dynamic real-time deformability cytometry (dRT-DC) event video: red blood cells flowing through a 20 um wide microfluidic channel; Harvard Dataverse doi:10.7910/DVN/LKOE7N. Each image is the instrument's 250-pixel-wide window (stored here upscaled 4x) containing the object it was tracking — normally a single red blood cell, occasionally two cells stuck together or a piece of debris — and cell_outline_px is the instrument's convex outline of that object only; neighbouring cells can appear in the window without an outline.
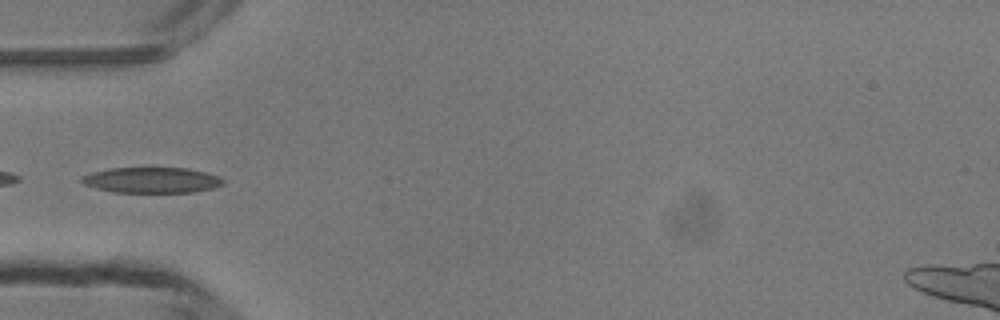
{"species": "common noctule bat (a hibernating species)", "species_latin": "Nyctalus noctula", "temperature_condition": "room temperature", "stored_images_in_passage": 20, "camera_frame_rate_fps": 3000, "um_per_image_px": 0.085, "animal": {"sex": "male", "body_mass_g": 13.3}, "frame": {"image": 1, "passage_image": 1, "time_ms": 0.0, "image_size_px": [1000, 320], "cell_outline_px": [[224, 184], [212, 188], [192, 192], [112, 192], [96, 188], [84, 184], [80, 180], [80, 176], [92, 172], [108, 168], [188, 168], [220, 176], [224, 180]], "centroid_in_image_um": [12.87, 15.3], "position_along_channel_um": 72.1, "area_um2": 21.15}}
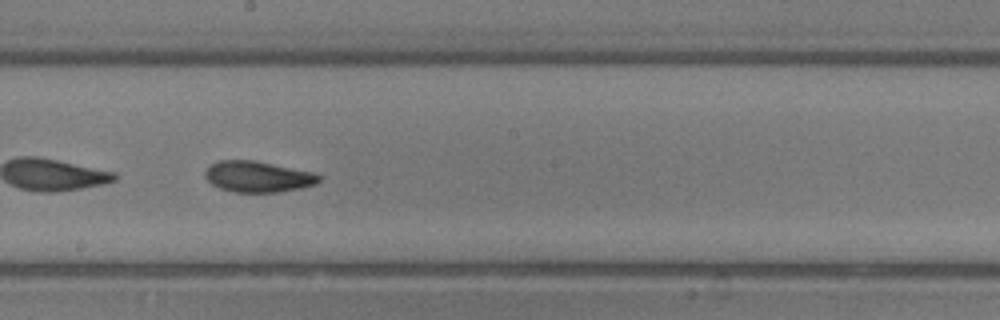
{"frame": {"image": 2, "passage_image": 12, "time_ms": 3.667, "image_size_px": [1000, 320], "cell_outline_px": [[320, 180], [316, 184], [300, 188], [276, 192], [232, 192], [220, 188], [212, 184], [204, 176], [204, 172], [212, 164], [220, 160], [256, 160], [316, 172], [320, 176]], "centroid_in_image_um": [21.95, 15.0], "position_along_channel_um": 226.3, "area_um2": 20.69}}
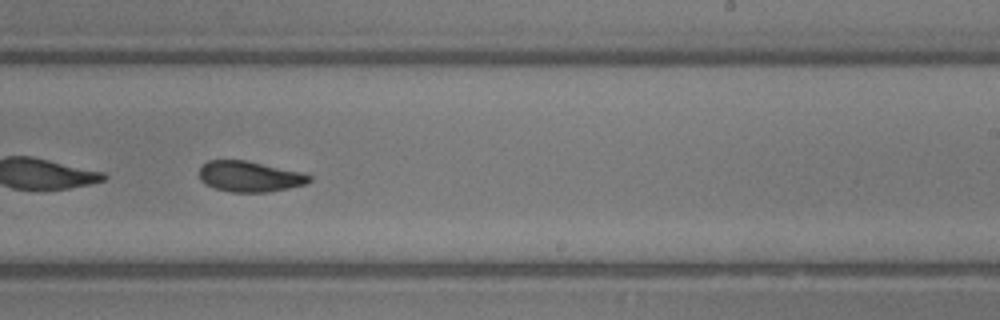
{"frame": {"image": 3, "passage_image": 15, "time_ms": 4.667, "image_size_px": [1000, 320], "cell_outline_px": [[312, 180], [308, 184], [268, 192], [232, 192], [216, 188], [204, 184], [200, 180], [200, 168], [208, 160], [244, 160], [300, 172], [312, 176]], "centroid_in_image_um": [21.23, 15.01], "position_along_channel_um": 267.8, "area_um2": 19.54}}